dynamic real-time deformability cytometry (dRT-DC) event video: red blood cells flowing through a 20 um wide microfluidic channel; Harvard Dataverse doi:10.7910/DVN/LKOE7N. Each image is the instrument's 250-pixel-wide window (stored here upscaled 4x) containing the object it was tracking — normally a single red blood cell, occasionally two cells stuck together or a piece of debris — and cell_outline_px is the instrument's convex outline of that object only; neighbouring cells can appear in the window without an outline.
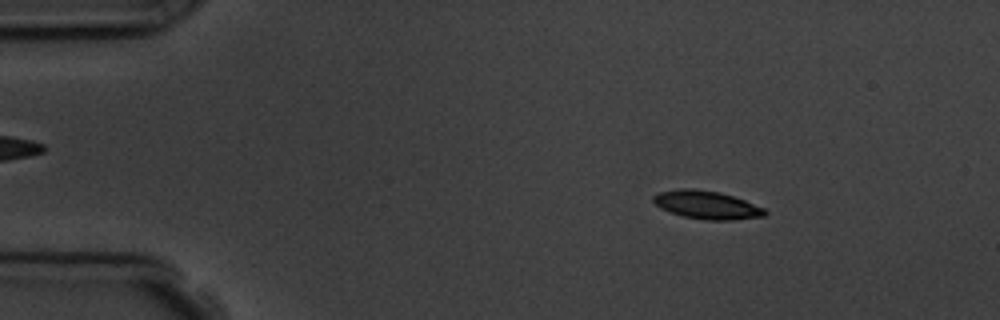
{"species": "common noctule bat (a hibernating species)", "species_latin": "Nyctalus noctula", "temperature_condition": "room temperature", "stored_images_in_passage": 4, "camera_frame_rate_fps": 3000, "um_per_image_px": 0.085, "animal": {"sex": "male", "body_mass_g": 19.5, "forearm_length_mm": 54.6}, "frame": {"image": 1, "passage_image": 2, "time_ms": 1.0, "image_size_px": [1000, 320], "cell_outline_px": [[768, 212], [764, 216], [732, 220], [708, 220], [684, 216], [668, 212], [660, 208], [652, 200], [652, 196], [660, 192], [680, 188], [692, 188], [720, 192], [744, 200], [764, 208]], "centroid_in_image_um": [60.05, 17.41], "position_along_channel_um": 24.9, "area_um2": 18.26}}